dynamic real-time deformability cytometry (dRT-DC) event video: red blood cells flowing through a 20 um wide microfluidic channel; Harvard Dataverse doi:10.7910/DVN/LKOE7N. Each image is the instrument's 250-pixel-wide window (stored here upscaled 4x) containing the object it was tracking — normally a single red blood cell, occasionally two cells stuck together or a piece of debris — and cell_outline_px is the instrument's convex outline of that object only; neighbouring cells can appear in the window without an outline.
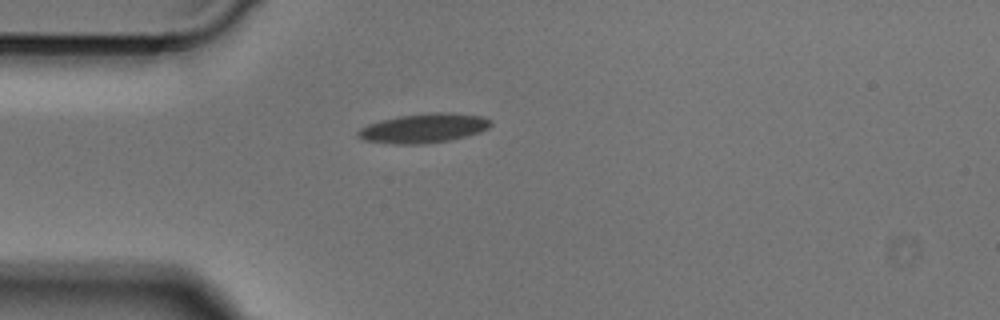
{"species": "Egyptian fruit bat (a non-hibernating species)", "species_latin": "Rousettus aegyptiacus", "temperature_condition": "cold", "stored_images_in_passage": 38, "camera_frame_rate_fps": 3000, "um_per_image_px": 0.085, "animal": {"sex": "male"}, "frame": {"image": 1, "passage_image": 1, "time_ms": 0.0, "image_size_px": [1000, 320], "cell_outline_px": [[492, 124], [488, 128], [480, 132], [452, 140], [424, 144], [392, 144], [364, 140], [356, 136], [356, 132], [360, 128], [368, 124], [380, 120], [400, 116], [432, 112], [452, 112], [484, 116], [492, 120]], "centroid_in_image_um": [36.04, 10.89], "position_along_channel_um": 49.0, "area_um2": 23.0}}
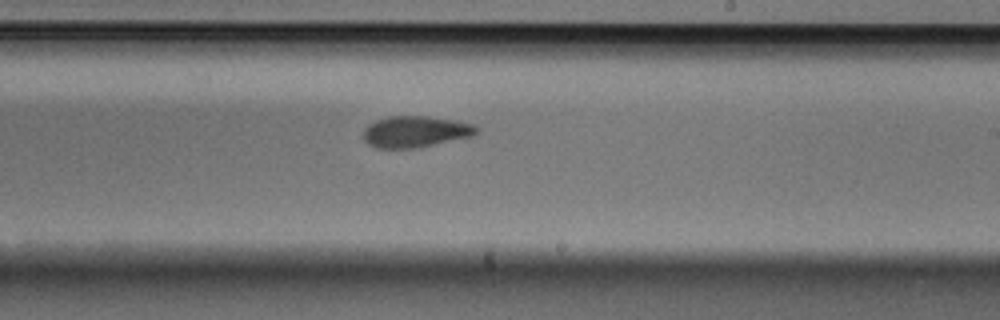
{"frame": {"image": 2, "passage_image": 17, "time_ms": 5.333, "image_size_px": [1000, 320], "cell_outline_px": [[476, 132], [472, 136], [416, 148], [376, 148], [368, 144], [364, 140], [364, 128], [368, 124], [376, 120], [388, 116], [424, 116], [452, 120], [472, 124], [476, 128]], "centroid_in_image_um": [35.24, 11.19], "position_along_channel_um": 253.8, "area_um2": 20.4}}
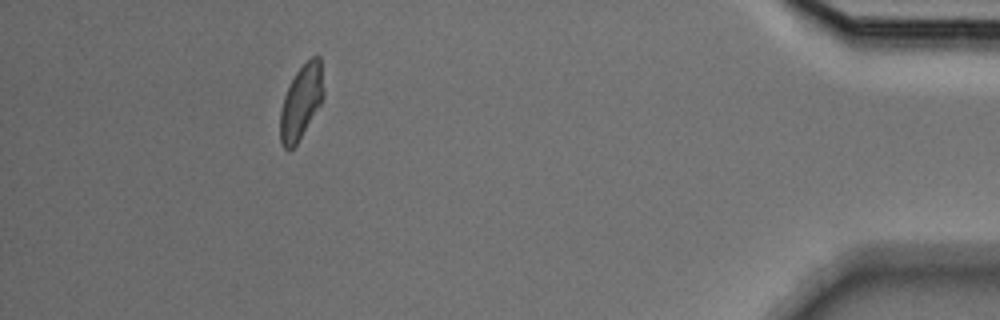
{"frame": {"image": 3, "passage_image": 33, "time_ms": 10.667, "image_size_px": [1000, 320], "cell_outline_px": [[324, 96], [320, 104], [296, 144], [288, 152], [284, 148], [280, 140], [280, 112], [284, 96], [296, 72], [312, 56], [320, 56], [324, 88]], "centroid_in_image_um": [25.6, 8.66], "position_along_channel_um": 409.6, "area_um2": 18.44}}